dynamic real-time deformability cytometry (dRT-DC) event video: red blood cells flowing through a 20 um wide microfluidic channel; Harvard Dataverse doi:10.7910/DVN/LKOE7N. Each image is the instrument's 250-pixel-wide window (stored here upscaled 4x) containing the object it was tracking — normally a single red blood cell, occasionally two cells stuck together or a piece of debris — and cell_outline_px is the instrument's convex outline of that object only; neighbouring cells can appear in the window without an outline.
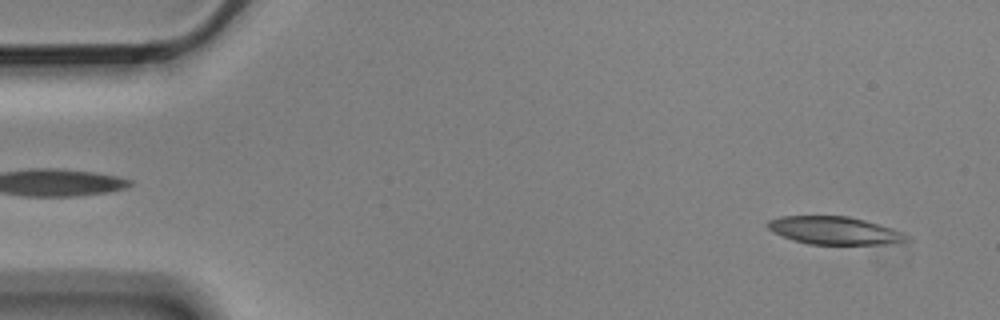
{"species": "Egyptian fruit bat (a non-hibernating species)", "species_latin": "Rousettus aegyptiacus", "temperature_condition": "cold", "stored_images_in_passage": 4, "camera_frame_rate_fps": 3000, "um_per_image_px": 0.085, "animal": {"sex": "male"}, "frame": {"image": 1, "passage_image": 4, "time_ms": 1.0, "image_size_px": [1000, 320], "cell_outline_px": [[908, 240], [884, 244], [808, 244], [772, 232], [764, 224], [768, 220], [780, 216], [848, 216], [864, 220], [892, 228], [908, 236]], "centroid_in_image_um": [70.86, 19.58], "position_along_channel_um": 14.1, "area_um2": 22.25}}